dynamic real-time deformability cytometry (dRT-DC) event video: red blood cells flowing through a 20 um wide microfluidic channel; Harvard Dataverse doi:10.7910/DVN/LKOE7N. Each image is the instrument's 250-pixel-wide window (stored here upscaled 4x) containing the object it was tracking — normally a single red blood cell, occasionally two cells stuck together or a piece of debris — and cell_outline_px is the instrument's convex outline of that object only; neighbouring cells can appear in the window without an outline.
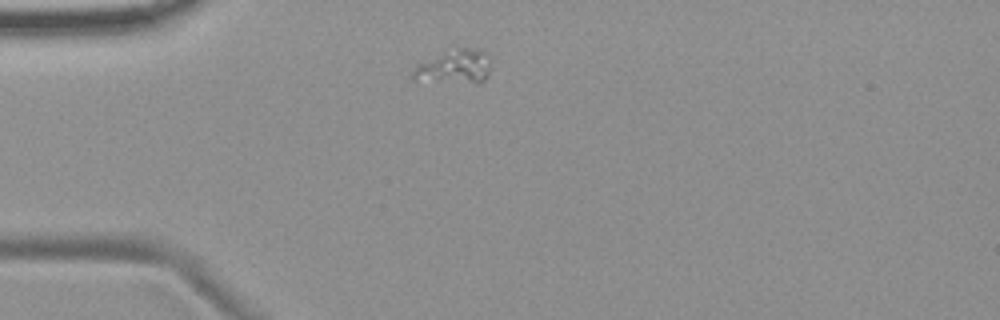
{"species": "common noctule bat (a hibernating species)", "species_latin": "Nyctalus noctula", "temperature_condition": "room temperature", "stored_images_in_passage": 7, "camera_frame_rate_fps": 3000, "um_per_image_px": 0.085, "animal": {"sex": "female", "body_mass_g": 19.9}, "frame": {"image": 1, "passage_image": 1, "time_ms": 0.0, "image_size_px": [1000, 320], "cell_outline_px": [[488, 76], [480, 84], [476, 84], [416, 80], [412, 76], [412, 72], [416, 64], [452, 44], [456, 44], [484, 48], [488, 56]], "centroid_in_image_um": [38.63, 5.58], "position_along_channel_um": 46.4, "area_um2": 16.76}}
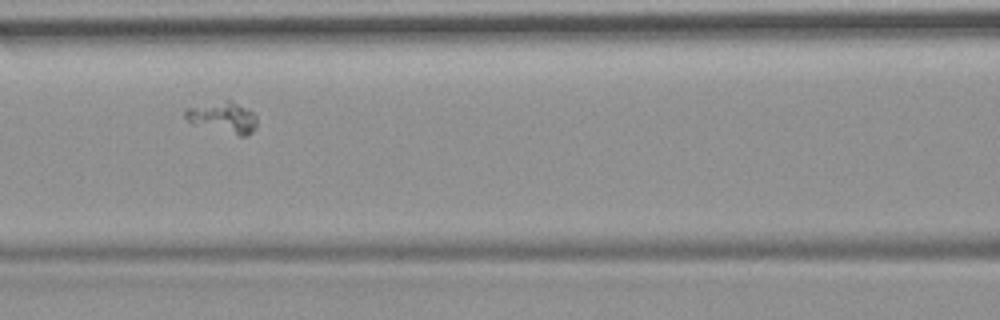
{"frame": {"image": 2, "passage_image": 4, "time_ms": 3.333, "image_size_px": [1000, 320], "cell_outline_px": [[256, 124], [252, 132], [244, 136], [240, 136], [192, 124], [184, 116], [184, 112], [188, 108], [228, 100], [232, 100], [252, 112], [256, 116]], "centroid_in_image_um": [18.96, 9.99], "position_along_channel_um": 147.6, "area_um2": 12.66}}
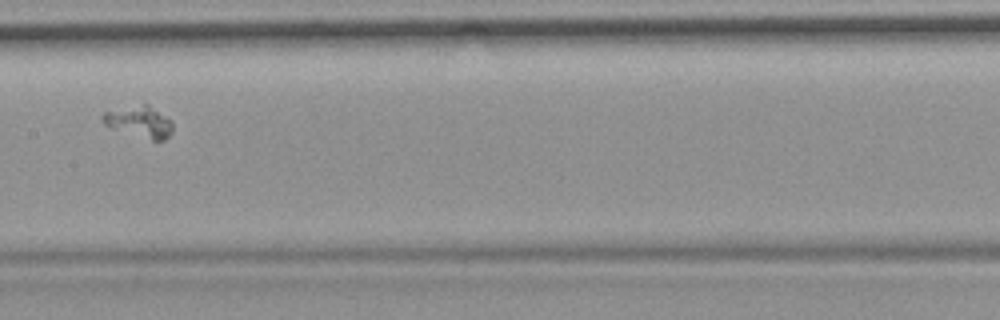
{"frame": {"image": 3, "passage_image": 5, "time_ms": 4.667, "image_size_px": [1000, 320], "cell_outline_px": [[172, 132], [164, 140], [152, 140], [112, 128], [104, 124], [100, 116], [104, 112], [144, 100], [172, 120]], "centroid_in_image_um": [11.85, 10.28], "position_along_channel_um": 195.5, "area_um2": 13.29}}